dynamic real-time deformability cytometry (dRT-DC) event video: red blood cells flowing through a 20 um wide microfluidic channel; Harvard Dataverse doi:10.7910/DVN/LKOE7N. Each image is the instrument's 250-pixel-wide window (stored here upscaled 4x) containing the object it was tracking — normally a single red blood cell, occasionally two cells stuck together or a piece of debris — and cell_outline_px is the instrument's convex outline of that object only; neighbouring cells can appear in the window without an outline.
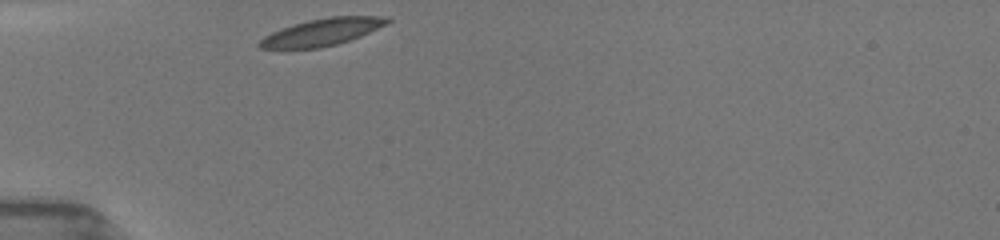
{"species": "common noctule bat (a hibernating species)", "species_latin": "Nyctalus noctula", "temperature_condition": "room temperature", "stored_images_in_passage": 11, "camera_frame_rate_fps": 3000, "um_per_image_px": 0.085, "animal": {"sex": "female", "body_mass_g": 19.5, "forearm_length_mm": 54.1}, "frame": {"image": 1, "passage_image": 1, "time_ms": 0.0, "image_size_px": [1000, 240], "cell_outline_px": [[392, 20], [388, 24], [360, 36], [336, 44], [320, 48], [260, 48], [256, 44], [264, 36], [272, 32], [292, 24], [308, 20], [328, 16], [388, 16]], "centroid_in_image_um": [27.4, 2.71], "position_along_channel_um": 57.6, "area_um2": 20.17}}
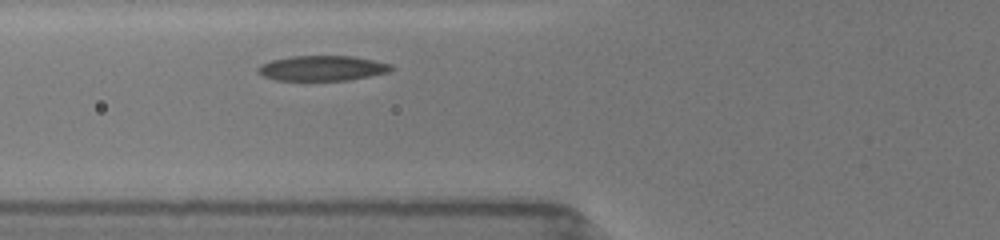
{"frame": {"image": 2, "passage_image": 6, "time_ms": 1.333, "image_size_px": [1000, 240], "cell_outline_px": [[392, 72], [348, 80], [276, 80], [264, 76], [256, 72], [256, 68], [260, 64], [272, 60], [292, 56], [356, 56], [392, 64]], "centroid_in_image_um": [27.4, 5.79], "position_along_channel_um": 98.4, "area_um2": 19.65}}
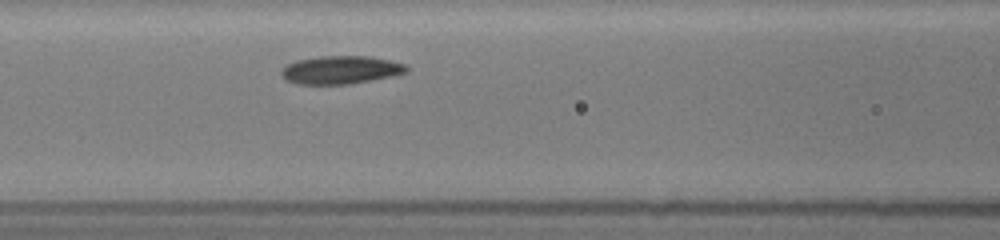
{"frame": {"image": 3, "passage_image": 11, "time_ms": 2.333, "image_size_px": [1000, 240], "cell_outline_px": [[408, 72], [392, 76], [352, 84], [296, 84], [288, 80], [280, 72], [288, 64], [296, 60], [320, 56], [368, 56], [388, 60], [404, 64], [408, 68]], "centroid_in_image_um": [28.98, 5.94], "position_along_channel_um": 137.6, "area_um2": 20.35}}